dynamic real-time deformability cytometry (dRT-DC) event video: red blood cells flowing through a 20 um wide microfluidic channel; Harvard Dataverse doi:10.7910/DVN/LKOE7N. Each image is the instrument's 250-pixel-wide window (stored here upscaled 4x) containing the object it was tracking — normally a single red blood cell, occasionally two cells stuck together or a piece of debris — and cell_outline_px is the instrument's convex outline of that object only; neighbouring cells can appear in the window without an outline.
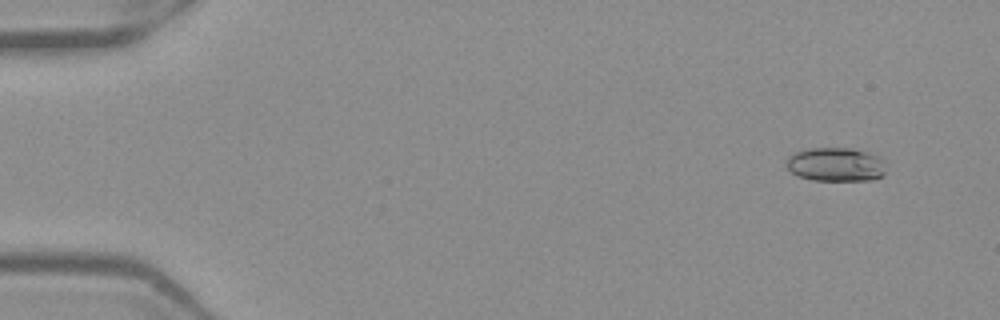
{"species": "Egyptian fruit bat (a non-hibernating species)", "species_latin": "Rousettus aegyptiacus", "temperature_condition": "warm", "stored_images_in_passage": 49, "camera_frame_rate_fps": 3000, "um_per_image_px": 0.085, "frame": {"image": 1, "passage_image": 1, "time_ms": 0.0, "image_size_px": [1000, 320], "cell_outline_px": [[884, 172], [880, 176], [872, 180], [812, 180], [796, 176], [784, 164], [788, 156], [796, 152], [808, 148], [852, 148], [876, 156], [880, 160]], "centroid_in_image_um": [70.93, 13.98], "position_along_channel_um": 14.1, "area_um2": 19.36}}
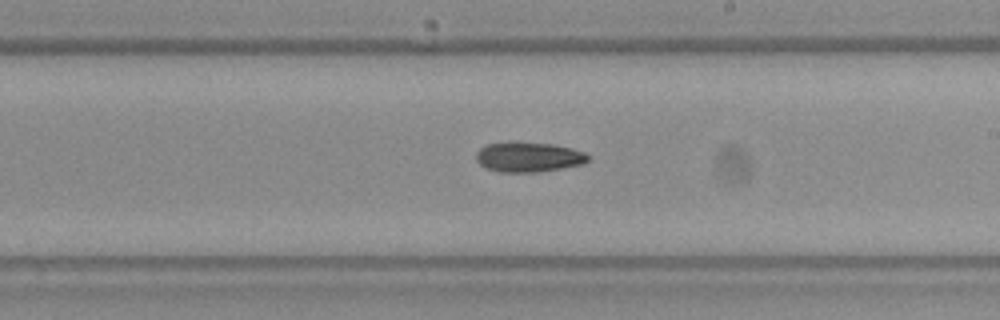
{"frame": {"image": 2, "passage_image": 28, "time_ms": 9.0, "image_size_px": [1000, 320], "cell_outline_px": [[592, 156], [584, 164], [536, 172], [500, 172], [484, 168], [476, 160], [476, 152], [484, 144], [508, 140], [516, 140], [552, 144], [572, 148], [584, 152]], "centroid_in_image_um": [44.88, 13.31], "position_along_channel_um": 244.1, "area_um2": 20.17}}
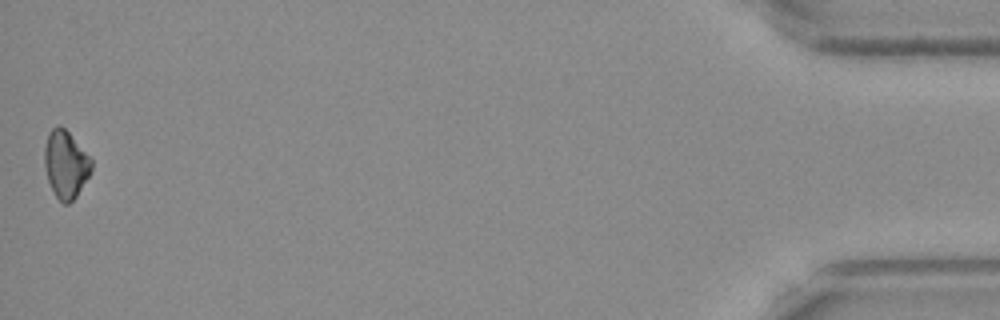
{"frame": {"image": 3, "passage_image": 49, "time_ms": 16.0, "image_size_px": [1000, 320], "cell_outline_px": [[92, 168], [88, 176], [76, 196], [68, 204], [64, 204], [56, 196], [48, 180], [44, 164], [44, 148], [48, 132], [52, 128], [60, 124], [68, 132], [92, 160]], "centroid_in_image_um": [5.56, 13.95], "position_along_channel_um": 429.6, "area_um2": 18.15}, "authors_computed_cell_mechanics": {"area_um2": 19.3052, "velocity_mm_per_s": 3.9494, "shape_relaxation_time_tau1_ms": 4.7534, "shape_relaxation_time_tau2_ms": null, "deformation_change_tau1": 0.0953, "deformation_change_tau2": null}}